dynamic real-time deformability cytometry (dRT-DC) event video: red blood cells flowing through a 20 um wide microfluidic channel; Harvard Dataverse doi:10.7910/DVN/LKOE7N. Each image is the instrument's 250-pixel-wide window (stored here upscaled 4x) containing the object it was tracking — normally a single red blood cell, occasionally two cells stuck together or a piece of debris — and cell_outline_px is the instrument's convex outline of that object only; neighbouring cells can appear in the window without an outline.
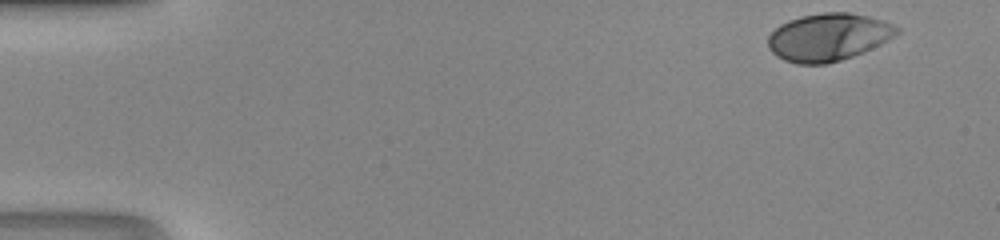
{"species": "human", "species_latin": "Homo sapiens", "temperature_condition": "room temperature", "stored_images_in_passage": 38, "camera_frame_rate_fps": 3000, "um_per_image_px": 0.085, "donor": {"sex": "male"}, "frame": {"image": 1, "passage_image": 1, "time_ms": 0.0, "image_size_px": [1000, 240], "cell_outline_px": [[900, 32], [880, 44], [864, 52], [840, 60], [824, 64], [796, 64], [784, 60], [776, 56], [768, 48], [768, 36], [780, 24], [788, 20], [800, 16], [824, 12], [848, 12], [868, 16], [892, 24], [900, 28]], "centroid_in_image_um": [70.38, 3.15], "position_along_channel_um": 14.6, "area_um2": 35.66}}
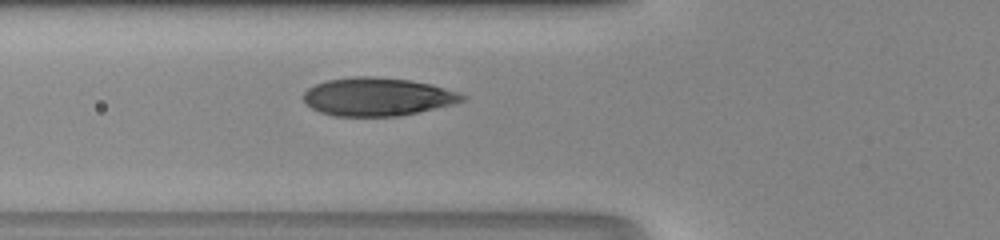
{"frame": {"image": 2, "passage_image": 16, "time_ms": 5.0, "image_size_px": [1000, 240], "cell_outline_px": [[468, 100], [452, 104], [400, 116], [332, 116], [320, 112], [312, 108], [304, 100], [304, 92], [308, 88], [316, 84], [328, 80], [356, 76], [376, 76], [412, 80], [432, 84], [460, 92], [468, 96]], "centroid_in_image_um": [32.14, 8.22], "position_along_channel_um": 93.7, "area_um2": 35.55}}
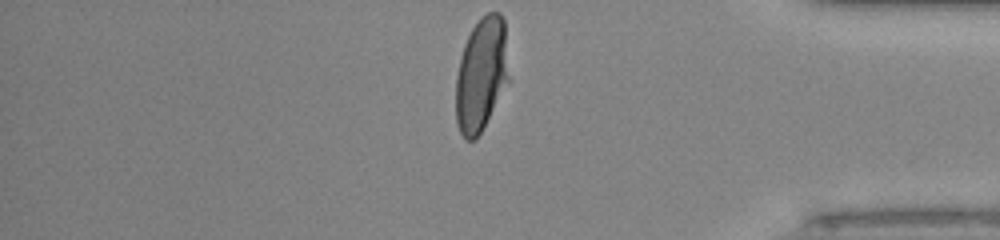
{"frame": {"image": 3, "passage_image": 38, "time_ms": 12.333, "image_size_px": [1000, 240], "cell_outline_px": [[508, 80], [480, 132], [472, 140], [464, 140], [456, 124], [456, 76], [464, 44], [472, 28], [480, 16], [488, 12], [500, 12], [504, 16], [508, 76]], "centroid_in_image_um": [40.89, 6.28], "position_along_channel_um": 394.3, "area_um2": 34.62}}